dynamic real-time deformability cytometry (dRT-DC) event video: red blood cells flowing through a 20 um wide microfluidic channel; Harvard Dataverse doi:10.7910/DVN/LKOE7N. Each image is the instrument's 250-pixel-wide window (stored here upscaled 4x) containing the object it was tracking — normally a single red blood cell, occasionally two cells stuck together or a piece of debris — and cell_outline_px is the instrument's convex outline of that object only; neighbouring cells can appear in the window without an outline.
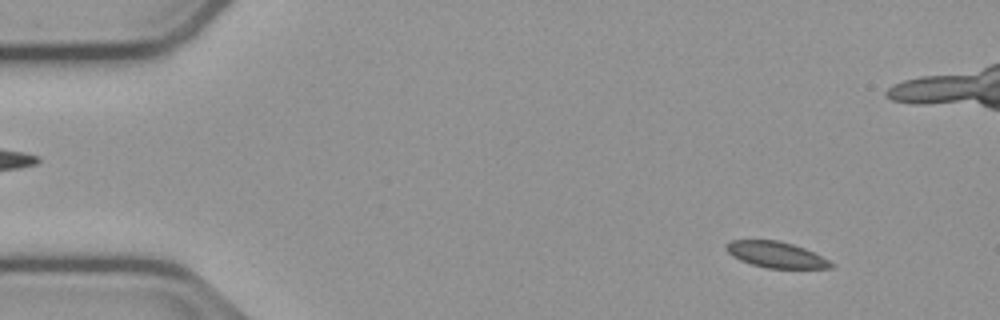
{"species": "common noctule bat (a hibernating species)", "species_latin": "Nyctalus noctula", "temperature_condition": "cold", "stored_images_in_passage": 53, "camera_frame_rate_fps": 3000, "um_per_image_px": 0.085, "animal": {"sex": "male", "body_mass_g": 23.1, "forearm_length_mm": 52.7}, "frame": {"image": 1, "passage_image": 3, "time_ms": 0.667, "image_size_px": [1000, 320], "cell_outline_px": [[832, 268], [768, 268], [752, 264], [740, 260], [732, 256], [728, 252], [728, 244], [732, 240], [780, 240], [804, 248], [828, 260], [832, 264]], "centroid_in_image_um": [65.96, 21.64], "position_along_channel_um": 19.0, "area_um2": 15.49}}
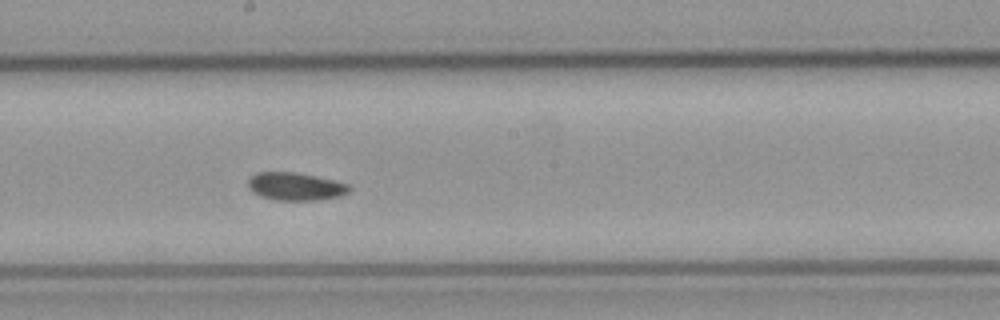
{"frame": {"image": 2, "passage_image": 27, "time_ms": 8.667, "image_size_px": [1000, 320], "cell_outline_px": [[352, 188], [348, 192], [340, 196], [316, 200], [276, 200], [260, 196], [252, 192], [248, 188], [248, 180], [256, 172], [296, 172], [332, 180], [348, 184]], "centroid_in_image_um": [25.09, 15.85], "position_along_channel_um": 223.1, "area_um2": 16.36}}
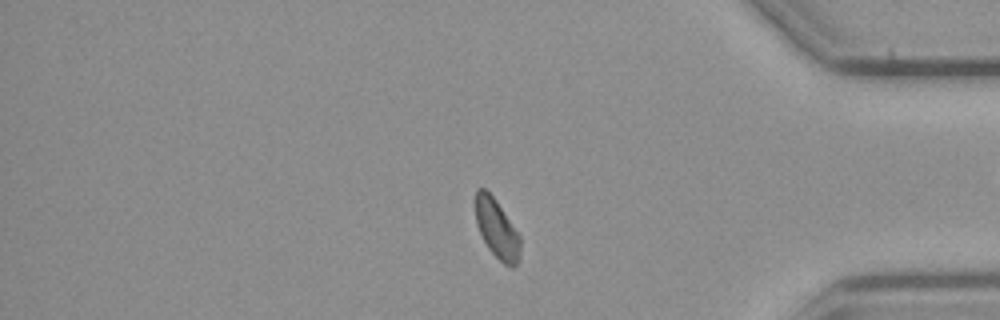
{"frame": {"image": 3, "passage_image": 43, "time_ms": 14.0, "image_size_px": [1000, 320], "cell_outline_px": [[520, 260], [512, 268], [504, 264], [488, 248], [476, 224], [476, 188], [484, 188], [496, 200], [520, 236]], "centroid_in_image_um": [42.25, 19.47], "position_along_channel_um": 393.0, "area_um2": 15.2}, "authors_computed_cell_mechanics": {"area_um2": 16.3574, "velocity_mm_per_s": 3.7169, "shape_relaxation_time_tau1_ms": null, "shape_relaxation_time_tau2_ms": 3.5961, "deformation_change_tau1": null, "deformation_change_tau2": 0.0653}}